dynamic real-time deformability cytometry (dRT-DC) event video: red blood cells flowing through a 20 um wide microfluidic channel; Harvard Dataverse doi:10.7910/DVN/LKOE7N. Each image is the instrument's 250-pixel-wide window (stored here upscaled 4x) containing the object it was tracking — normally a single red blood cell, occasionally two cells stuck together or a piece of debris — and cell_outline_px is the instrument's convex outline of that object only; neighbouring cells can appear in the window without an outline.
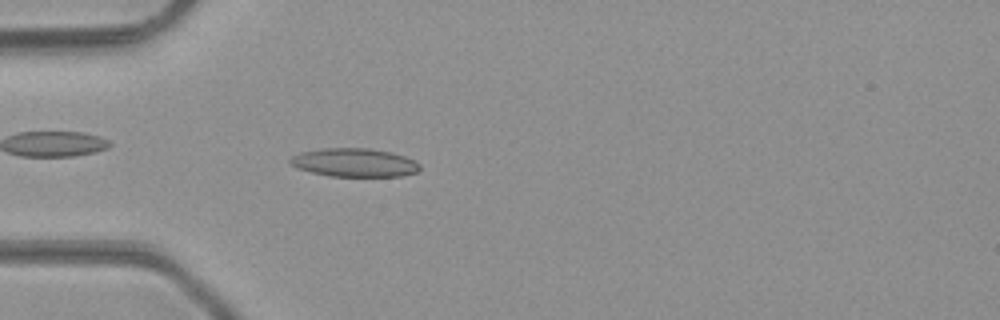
{"species": "common noctule bat (a hibernating species)", "species_latin": "Nyctalus noctula", "temperature_condition": "room temperature", "stored_images_in_passage": 47, "camera_frame_rate_fps": 3000, "um_per_image_px": 0.085, "animal": {"sex": "male", "body_mass_g": 23.1, "forearm_length_mm": 52.7}, "frame": {"image": 1, "passage_image": 14, "time_ms": 4.333, "image_size_px": [1000, 320], "cell_outline_px": [[420, 168], [416, 172], [400, 176], [328, 176], [296, 168], [288, 164], [288, 160], [292, 156], [300, 152], [320, 148], [368, 148], [392, 152], [416, 160], [420, 164]], "centroid_in_image_um": [30.09, 13.81], "position_along_channel_um": 54.9, "area_um2": 21.73}}
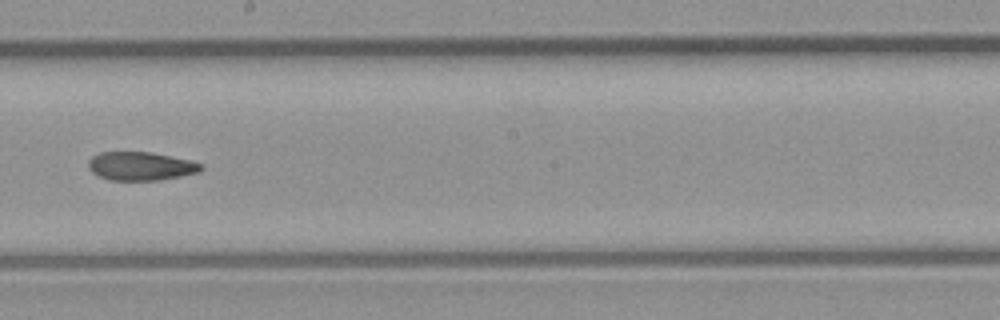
{"frame": {"image": 2, "passage_image": 27, "time_ms": 8.667, "image_size_px": [1000, 320], "cell_outline_px": [[204, 168], [200, 172], [160, 180], [108, 180], [92, 172], [88, 168], [88, 160], [92, 156], [100, 152], [148, 152], [188, 160], [200, 164]], "centroid_in_image_um": [11.92, 14.13], "position_along_channel_um": 236.3, "area_um2": 18.55}}
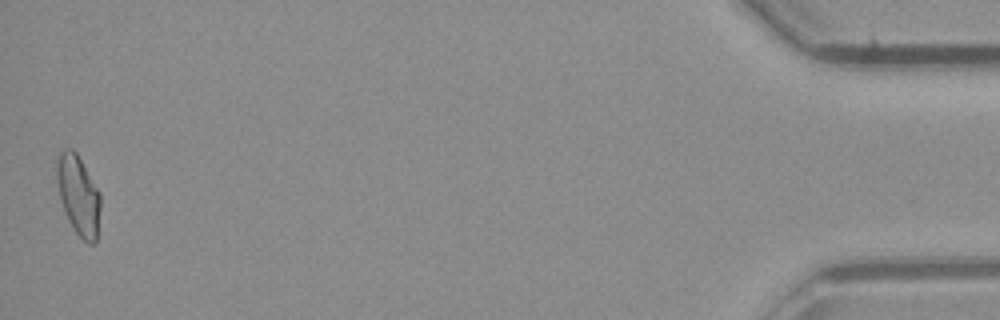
{"frame": {"image": 3, "passage_image": 47, "time_ms": 15.333, "image_size_px": [1000, 320], "cell_outline_px": [[100, 208], [96, 244], [88, 244], [76, 232], [68, 220], [60, 196], [56, 180], [56, 160], [60, 152], [64, 148], [72, 148], [76, 152], [100, 192]], "centroid_in_image_um": [6.66, 16.57], "position_along_channel_um": 428.5, "area_um2": 20.23}, "authors_computed_cell_mechanics": {"area_um2": 19.941, "velocity_mm_per_s": 4.3368, "shape_relaxation_time_tau1_ms": null, "shape_relaxation_time_tau2_ms": 4.1845, "deformation_change_tau1": null, "deformation_change_tau2": 0.109}}